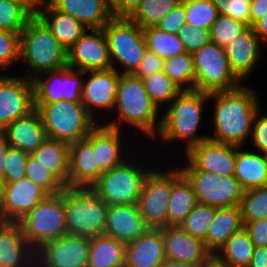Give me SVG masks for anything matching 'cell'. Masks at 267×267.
<instances>
[{"mask_svg": "<svg viewBox=\"0 0 267 267\" xmlns=\"http://www.w3.org/2000/svg\"><path fill=\"white\" fill-rule=\"evenodd\" d=\"M257 92L243 84L235 89L209 94L213 100L214 134L209 138L225 144L242 146L249 142L259 105ZM248 140V141H247Z\"/></svg>", "mask_w": 267, "mask_h": 267, "instance_id": "cell-1", "label": "cell"}, {"mask_svg": "<svg viewBox=\"0 0 267 267\" xmlns=\"http://www.w3.org/2000/svg\"><path fill=\"white\" fill-rule=\"evenodd\" d=\"M113 112H116L117 118L100 124L119 130H123L126 125L128 128L133 127L135 139L140 136V132L154 139L160 130L161 111L151 101L143 80L132 74L120 75Z\"/></svg>", "mask_w": 267, "mask_h": 267, "instance_id": "cell-2", "label": "cell"}, {"mask_svg": "<svg viewBox=\"0 0 267 267\" xmlns=\"http://www.w3.org/2000/svg\"><path fill=\"white\" fill-rule=\"evenodd\" d=\"M209 93L182 90L161 112V127L155 138L160 143H184L186 154L193 146L209 138V134H198L203 120L204 108L209 102Z\"/></svg>", "mask_w": 267, "mask_h": 267, "instance_id": "cell-3", "label": "cell"}, {"mask_svg": "<svg viewBox=\"0 0 267 267\" xmlns=\"http://www.w3.org/2000/svg\"><path fill=\"white\" fill-rule=\"evenodd\" d=\"M19 60L27 67V79L67 66V49L35 15L20 33Z\"/></svg>", "mask_w": 267, "mask_h": 267, "instance_id": "cell-4", "label": "cell"}, {"mask_svg": "<svg viewBox=\"0 0 267 267\" xmlns=\"http://www.w3.org/2000/svg\"><path fill=\"white\" fill-rule=\"evenodd\" d=\"M48 139L68 144L85 139L98 123L88 114L82 102L60 100L35 103Z\"/></svg>", "mask_w": 267, "mask_h": 267, "instance_id": "cell-5", "label": "cell"}, {"mask_svg": "<svg viewBox=\"0 0 267 267\" xmlns=\"http://www.w3.org/2000/svg\"><path fill=\"white\" fill-rule=\"evenodd\" d=\"M132 155L121 165L104 172L90 187L108 206L138 203L144 180L152 166H147L145 161L139 163Z\"/></svg>", "mask_w": 267, "mask_h": 267, "instance_id": "cell-6", "label": "cell"}, {"mask_svg": "<svg viewBox=\"0 0 267 267\" xmlns=\"http://www.w3.org/2000/svg\"><path fill=\"white\" fill-rule=\"evenodd\" d=\"M108 205L90 188L65 187L67 234L85 237L104 235Z\"/></svg>", "mask_w": 267, "mask_h": 267, "instance_id": "cell-7", "label": "cell"}, {"mask_svg": "<svg viewBox=\"0 0 267 267\" xmlns=\"http://www.w3.org/2000/svg\"><path fill=\"white\" fill-rule=\"evenodd\" d=\"M18 223L35 251L46 242L67 235L65 188L58 194L47 195Z\"/></svg>", "mask_w": 267, "mask_h": 267, "instance_id": "cell-8", "label": "cell"}, {"mask_svg": "<svg viewBox=\"0 0 267 267\" xmlns=\"http://www.w3.org/2000/svg\"><path fill=\"white\" fill-rule=\"evenodd\" d=\"M113 69L121 74H132L147 50L141 28L129 17H112L103 27ZM120 65V69H118Z\"/></svg>", "mask_w": 267, "mask_h": 267, "instance_id": "cell-9", "label": "cell"}, {"mask_svg": "<svg viewBox=\"0 0 267 267\" xmlns=\"http://www.w3.org/2000/svg\"><path fill=\"white\" fill-rule=\"evenodd\" d=\"M179 169L192 184L198 203L217 208L240 206L245 190L234 175L198 170L188 159Z\"/></svg>", "mask_w": 267, "mask_h": 267, "instance_id": "cell-10", "label": "cell"}, {"mask_svg": "<svg viewBox=\"0 0 267 267\" xmlns=\"http://www.w3.org/2000/svg\"><path fill=\"white\" fill-rule=\"evenodd\" d=\"M192 55L194 90L210 94L232 90L243 84L232 72L223 47L209 42Z\"/></svg>", "mask_w": 267, "mask_h": 267, "instance_id": "cell-11", "label": "cell"}, {"mask_svg": "<svg viewBox=\"0 0 267 267\" xmlns=\"http://www.w3.org/2000/svg\"><path fill=\"white\" fill-rule=\"evenodd\" d=\"M146 176L138 200L140 214L152 229L167 226L168 206L171 198V167L163 171L153 166Z\"/></svg>", "mask_w": 267, "mask_h": 267, "instance_id": "cell-12", "label": "cell"}, {"mask_svg": "<svg viewBox=\"0 0 267 267\" xmlns=\"http://www.w3.org/2000/svg\"><path fill=\"white\" fill-rule=\"evenodd\" d=\"M83 77L84 71L69 66L38 75L33 79L35 103L81 102Z\"/></svg>", "mask_w": 267, "mask_h": 267, "instance_id": "cell-13", "label": "cell"}, {"mask_svg": "<svg viewBox=\"0 0 267 267\" xmlns=\"http://www.w3.org/2000/svg\"><path fill=\"white\" fill-rule=\"evenodd\" d=\"M89 250V237L67 234L36 250L35 267H87Z\"/></svg>", "mask_w": 267, "mask_h": 267, "instance_id": "cell-14", "label": "cell"}, {"mask_svg": "<svg viewBox=\"0 0 267 267\" xmlns=\"http://www.w3.org/2000/svg\"><path fill=\"white\" fill-rule=\"evenodd\" d=\"M0 75V131L35 110L33 80Z\"/></svg>", "mask_w": 267, "mask_h": 267, "instance_id": "cell-15", "label": "cell"}, {"mask_svg": "<svg viewBox=\"0 0 267 267\" xmlns=\"http://www.w3.org/2000/svg\"><path fill=\"white\" fill-rule=\"evenodd\" d=\"M67 66L84 72L113 68L103 28L88 29L67 50Z\"/></svg>", "mask_w": 267, "mask_h": 267, "instance_id": "cell-16", "label": "cell"}, {"mask_svg": "<svg viewBox=\"0 0 267 267\" xmlns=\"http://www.w3.org/2000/svg\"><path fill=\"white\" fill-rule=\"evenodd\" d=\"M120 75L113 68L84 72L81 102L98 124L99 118L95 114H99V110L111 113L114 109Z\"/></svg>", "mask_w": 267, "mask_h": 267, "instance_id": "cell-17", "label": "cell"}, {"mask_svg": "<svg viewBox=\"0 0 267 267\" xmlns=\"http://www.w3.org/2000/svg\"><path fill=\"white\" fill-rule=\"evenodd\" d=\"M48 194L28 177L3 184L0 206L8 222L18 223Z\"/></svg>", "mask_w": 267, "mask_h": 267, "instance_id": "cell-18", "label": "cell"}, {"mask_svg": "<svg viewBox=\"0 0 267 267\" xmlns=\"http://www.w3.org/2000/svg\"><path fill=\"white\" fill-rule=\"evenodd\" d=\"M185 157L198 170L208 171L219 176L234 175L237 146L208 138L193 146L185 154Z\"/></svg>", "mask_w": 267, "mask_h": 267, "instance_id": "cell-19", "label": "cell"}, {"mask_svg": "<svg viewBox=\"0 0 267 267\" xmlns=\"http://www.w3.org/2000/svg\"><path fill=\"white\" fill-rule=\"evenodd\" d=\"M103 173L97 150L86 138L69 144L68 187L90 188Z\"/></svg>", "mask_w": 267, "mask_h": 267, "instance_id": "cell-20", "label": "cell"}, {"mask_svg": "<svg viewBox=\"0 0 267 267\" xmlns=\"http://www.w3.org/2000/svg\"><path fill=\"white\" fill-rule=\"evenodd\" d=\"M263 47L265 48V45L260 41L252 26H249L224 48L229 66L241 82L244 83V80L250 77L252 72L254 73L263 53Z\"/></svg>", "mask_w": 267, "mask_h": 267, "instance_id": "cell-21", "label": "cell"}, {"mask_svg": "<svg viewBox=\"0 0 267 267\" xmlns=\"http://www.w3.org/2000/svg\"><path fill=\"white\" fill-rule=\"evenodd\" d=\"M162 236L168 260L200 267L211 254L204 242L194 238L180 226L162 228Z\"/></svg>", "mask_w": 267, "mask_h": 267, "instance_id": "cell-22", "label": "cell"}, {"mask_svg": "<svg viewBox=\"0 0 267 267\" xmlns=\"http://www.w3.org/2000/svg\"><path fill=\"white\" fill-rule=\"evenodd\" d=\"M148 229L138 203L108 206L105 235L127 244L142 236Z\"/></svg>", "mask_w": 267, "mask_h": 267, "instance_id": "cell-23", "label": "cell"}, {"mask_svg": "<svg viewBox=\"0 0 267 267\" xmlns=\"http://www.w3.org/2000/svg\"><path fill=\"white\" fill-rule=\"evenodd\" d=\"M123 133L99 123L86 137L97 150L98 163L104 172L121 165L130 155L129 152L125 153L128 146L123 142Z\"/></svg>", "mask_w": 267, "mask_h": 267, "instance_id": "cell-24", "label": "cell"}, {"mask_svg": "<svg viewBox=\"0 0 267 267\" xmlns=\"http://www.w3.org/2000/svg\"><path fill=\"white\" fill-rule=\"evenodd\" d=\"M35 254L19 223L9 222L0 230V267H35Z\"/></svg>", "mask_w": 267, "mask_h": 267, "instance_id": "cell-25", "label": "cell"}, {"mask_svg": "<svg viewBox=\"0 0 267 267\" xmlns=\"http://www.w3.org/2000/svg\"><path fill=\"white\" fill-rule=\"evenodd\" d=\"M165 260L162 228H149L142 236L126 244L125 267H159Z\"/></svg>", "mask_w": 267, "mask_h": 267, "instance_id": "cell-26", "label": "cell"}, {"mask_svg": "<svg viewBox=\"0 0 267 267\" xmlns=\"http://www.w3.org/2000/svg\"><path fill=\"white\" fill-rule=\"evenodd\" d=\"M11 147L31 154L47 139V132L39 112L35 109L29 115L19 118L1 131Z\"/></svg>", "mask_w": 267, "mask_h": 267, "instance_id": "cell-27", "label": "cell"}, {"mask_svg": "<svg viewBox=\"0 0 267 267\" xmlns=\"http://www.w3.org/2000/svg\"><path fill=\"white\" fill-rule=\"evenodd\" d=\"M36 16L67 50L88 30L80 21L57 10L47 0L39 1Z\"/></svg>", "mask_w": 267, "mask_h": 267, "instance_id": "cell-28", "label": "cell"}, {"mask_svg": "<svg viewBox=\"0 0 267 267\" xmlns=\"http://www.w3.org/2000/svg\"><path fill=\"white\" fill-rule=\"evenodd\" d=\"M57 10L73 16L88 29L103 28L113 17L104 0H47Z\"/></svg>", "mask_w": 267, "mask_h": 267, "instance_id": "cell-29", "label": "cell"}, {"mask_svg": "<svg viewBox=\"0 0 267 267\" xmlns=\"http://www.w3.org/2000/svg\"><path fill=\"white\" fill-rule=\"evenodd\" d=\"M197 204L192 184L181 173L179 167L171 168V198L167 226H179Z\"/></svg>", "mask_w": 267, "mask_h": 267, "instance_id": "cell-30", "label": "cell"}, {"mask_svg": "<svg viewBox=\"0 0 267 267\" xmlns=\"http://www.w3.org/2000/svg\"><path fill=\"white\" fill-rule=\"evenodd\" d=\"M243 148L237 146L235 178L245 191L267 186V156Z\"/></svg>", "mask_w": 267, "mask_h": 267, "instance_id": "cell-31", "label": "cell"}, {"mask_svg": "<svg viewBox=\"0 0 267 267\" xmlns=\"http://www.w3.org/2000/svg\"><path fill=\"white\" fill-rule=\"evenodd\" d=\"M243 227L239 207L217 208L214 220L208 228L204 244L211 253H217L226 241Z\"/></svg>", "mask_w": 267, "mask_h": 267, "instance_id": "cell-32", "label": "cell"}, {"mask_svg": "<svg viewBox=\"0 0 267 267\" xmlns=\"http://www.w3.org/2000/svg\"><path fill=\"white\" fill-rule=\"evenodd\" d=\"M65 187H68L69 144L47 139L31 153Z\"/></svg>", "mask_w": 267, "mask_h": 267, "instance_id": "cell-33", "label": "cell"}, {"mask_svg": "<svg viewBox=\"0 0 267 267\" xmlns=\"http://www.w3.org/2000/svg\"><path fill=\"white\" fill-rule=\"evenodd\" d=\"M125 254L124 242L105 234L92 237L87 267H125Z\"/></svg>", "mask_w": 267, "mask_h": 267, "instance_id": "cell-34", "label": "cell"}, {"mask_svg": "<svg viewBox=\"0 0 267 267\" xmlns=\"http://www.w3.org/2000/svg\"><path fill=\"white\" fill-rule=\"evenodd\" d=\"M254 248L249 233L243 227L226 241L217 254L232 267H248Z\"/></svg>", "mask_w": 267, "mask_h": 267, "instance_id": "cell-35", "label": "cell"}, {"mask_svg": "<svg viewBox=\"0 0 267 267\" xmlns=\"http://www.w3.org/2000/svg\"><path fill=\"white\" fill-rule=\"evenodd\" d=\"M147 49L162 59H168L186 52L178 34L163 31L156 26L143 29Z\"/></svg>", "mask_w": 267, "mask_h": 267, "instance_id": "cell-36", "label": "cell"}, {"mask_svg": "<svg viewBox=\"0 0 267 267\" xmlns=\"http://www.w3.org/2000/svg\"><path fill=\"white\" fill-rule=\"evenodd\" d=\"M163 72L181 89L194 90L193 55L188 52L164 59Z\"/></svg>", "mask_w": 267, "mask_h": 267, "instance_id": "cell-37", "label": "cell"}, {"mask_svg": "<svg viewBox=\"0 0 267 267\" xmlns=\"http://www.w3.org/2000/svg\"><path fill=\"white\" fill-rule=\"evenodd\" d=\"M142 80L151 101L160 111L163 103L167 108V105L182 91L163 71L144 77Z\"/></svg>", "mask_w": 267, "mask_h": 267, "instance_id": "cell-38", "label": "cell"}, {"mask_svg": "<svg viewBox=\"0 0 267 267\" xmlns=\"http://www.w3.org/2000/svg\"><path fill=\"white\" fill-rule=\"evenodd\" d=\"M181 0H142L129 17L141 28L156 26Z\"/></svg>", "mask_w": 267, "mask_h": 267, "instance_id": "cell-39", "label": "cell"}, {"mask_svg": "<svg viewBox=\"0 0 267 267\" xmlns=\"http://www.w3.org/2000/svg\"><path fill=\"white\" fill-rule=\"evenodd\" d=\"M34 15L22 4L0 0V29L21 33Z\"/></svg>", "mask_w": 267, "mask_h": 267, "instance_id": "cell-40", "label": "cell"}, {"mask_svg": "<svg viewBox=\"0 0 267 267\" xmlns=\"http://www.w3.org/2000/svg\"><path fill=\"white\" fill-rule=\"evenodd\" d=\"M186 9V24L198 29L212 27L218 18V11L212 0H181Z\"/></svg>", "mask_w": 267, "mask_h": 267, "instance_id": "cell-41", "label": "cell"}, {"mask_svg": "<svg viewBox=\"0 0 267 267\" xmlns=\"http://www.w3.org/2000/svg\"><path fill=\"white\" fill-rule=\"evenodd\" d=\"M217 207L198 203L179 225L196 239L205 242L208 228L214 220Z\"/></svg>", "mask_w": 267, "mask_h": 267, "instance_id": "cell-42", "label": "cell"}, {"mask_svg": "<svg viewBox=\"0 0 267 267\" xmlns=\"http://www.w3.org/2000/svg\"><path fill=\"white\" fill-rule=\"evenodd\" d=\"M239 208L243 222L267 217V186L246 190Z\"/></svg>", "mask_w": 267, "mask_h": 267, "instance_id": "cell-43", "label": "cell"}, {"mask_svg": "<svg viewBox=\"0 0 267 267\" xmlns=\"http://www.w3.org/2000/svg\"><path fill=\"white\" fill-rule=\"evenodd\" d=\"M25 177H28L48 195L58 194L65 186L34 156L28 155L25 166Z\"/></svg>", "mask_w": 267, "mask_h": 267, "instance_id": "cell-44", "label": "cell"}, {"mask_svg": "<svg viewBox=\"0 0 267 267\" xmlns=\"http://www.w3.org/2000/svg\"><path fill=\"white\" fill-rule=\"evenodd\" d=\"M248 27L247 24L230 16L218 15L217 20L210 28L211 42L225 48Z\"/></svg>", "mask_w": 267, "mask_h": 267, "instance_id": "cell-45", "label": "cell"}, {"mask_svg": "<svg viewBox=\"0 0 267 267\" xmlns=\"http://www.w3.org/2000/svg\"><path fill=\"white\" fill-rule=\"evenodd\" d=\"M29 153L9 146L4 158L5 174L2 184L18 181L25 177V166Z\"/></svg>", "mask_w": 267, "mask_h": 267, "instance_id": "cell-46", "label": "cell"}, {"mask_svg": "<svg viewBox=\"0 0 267 267\" xmlns=\"http://www.w3.org/2000/svg\"><path fill=\"white\" fill-rule=\"evenodd\" d=\"M20 33L0 29V71L19 61ZM12 64V65H11Z\"/></svg>", "mask_w": 267, "mask_h": 267, "instance_id": "cell-47", "label": "cell"}, {"mask_svg": "<svg viewBox=\"0 0 267 267\" xmlns=\"http://www.w3.org/2000/svg\"><path fill=\"white\" fill-rule=\"evenodd\" d=\"M219 15L230 16L250 26L251 0H212Z\"/></svg>", "mask_w": 267, "mask_h": 267, "instance_id": "cell-48", "label": "cell"}, {"mask_svg": "<svg viewBox=\"0 0 267 267\" xmlns=\"http://www.w3.org/2000/svg\"><path fill=\"white\" fill-rule=\"evenodd\" d=\"M178 37L182 41L186 52L191 54L211 42L210 30L198 29L188 24L179 29Z\"/></svg>", "mask_w": 267, "mask_h": 267, "instance_id": "cell-49", "label": "cell"}, {"mask_svg": "<svg viewBox=\"0 0 267 267\" xmlns=\"http://www.w3.org/2000/svg\"><path fill=\"white\" fill-rule=\"evenodd\" d=\"M250 138L257 152L267 155V113L263 114L261 107L255 114Z\"/></svg>", "mask_w": 267, "mask_h": 267, "instance_id": "cell-50", "label": "cell"}, {"mask_svg": "<svg viewBox=\"0 0 267 267\" xmlns=\"http://www.w3.org/2000/svg\"><path fill=\"white\" fill-rule=\"evenodd\" d=\"M185 24L186 9L184 3L181 1L156 25V27L172 34H178L179 29Z\"/></svg>", "mask_w": 267, "mask_h": 267, "instance_id": "cell-51", "label": "cell"}, {"mask_svg": "<svg viewBox=\"0 0 267 267\" xmlns=\"http://www.w3.org/2000/svg\"><path fill=\"white\" fill-rule=\"evenodd\" d=\"M163 64L164 59L147 49L139 66L135 69L132 75L142 79L155 74L156 72L163 71Z\"/></svg>", "mask_w": 267, "mask_h": 267, "instance_id": "cell-52", "label": "cell"}, {"mask_svg": "<svg viewBox=\"0 0 267 267\" xmlns=\"http://www.w3.org/2000/svg\"><path fill=\"white\" fill-rule=\"evenodd\" d=\"M254 247H267V217L253 222H243Z\"/></svg>", "mask_w": 267, "mask_h": 267, "instance_id": "cell-53", "label": "cell"}, {"mask_svg": "<svg viewBox=\"0 0 267 267\" xmlns=\"http://www.w3.org/2000/svg\"><path fill=\"white\" fill-rule=\"evenodd\" d=\"M264 16H267V0H251L250 26Z\"/></svg>", "mask_w": 267, "mask_h": 267, "instance_id": "cell-54", "label": "cell"}, {"mask_svg": "<svg viewBox=\"0 0 267 267\" xmlns=\"http://www.w3.org/2000/svg\"><path fill=\"white\" fill-rule=\"evenodd\" d=\"M248 267H267V247H255Z\"/></svg>", "mask_w": 267, "mask_h": 267, "instance_id": "cell-55", "label": "cell"}, {"mask_svg": "<svg viewBox=\"0 0 267 267\" xmlns=\"http://www.w3.org/2000/svg\"><path fill=\"white\" fill-rule=\"evenodd\" d=\"M252 28L254 29L256 35L260 41L267 46V16H264L260 20L256 21Z\"/></svg>", "mask_w": 267, "mask_h": 267, "instance_id": "cell-56", "label": "cell"}, {"mask_svg": "<svg viewBox=\"0 0 267 267\" xmlns=\"http://www.w3.org/2000/svg\"><path fill=\"white\" fill-rule=\"evenodd\" d=\"M200 267H232L217 253H211Z\"/></svg>", "mask_w": 267, "mask_h": 267, "instance_id": "cell-57", "label": "cell"}, {"mask_svg": "<svg viewBox=\"0 0 267 267\" xmlns=\"http://www.w3.org/2000/svg\"><path fill=\"white\" fill-rule=\"evenodd\" d=\"M9 144L5 135L0 131V179L3 180L5 174V161L4 158L6 156V151L9 148Z\"/></svg>", "mask_w": 267, "mask_h": 267, "instance_id": "cell-58", "label": "cell"}, {"mask_svg": "<svg viewBox=\"0 0 267 267\" xmlns=\"http://www.w3.org/2000/svg\"><path fill=\"white\" fill-rule=\"evenodd\" d=\"M114 17H123V0H104Z\"/></svg>", "mask_w": 267, "mask_h": 267, "instance_id": "cell-59", "label": "cell"}, {"mask_svg": "<svg viewBox=\"0 0 267 267\" xmlns=\"http://www.w3.org/2000/svg\"><path fill=\"white\" fill-rule=\"evenodd\" d=\"M142 0H123V17H130L140 6Z\"/></svg>", "mask_w": 267, "mask_h": 267, "instance_id": "cell-60", "label": "cell"}, {"mask_svg": "<svg viewBox=\"0 0 267 267\" xmlns=\"http://www.w3.org/2000/svg\"><path fill=\"white\" fill-rule=\"evenodd\" d=\"M24 5L34 16L37 13L40 0H11Z\"/></svg>", "mask_w": 267, "mask_h": 267, "instance_id": "cell-61", "label": "cell"}, {"mask_svg": "<svg viewBox=\"0 0 267 267\" xmlns=\"http://www.w3.org/2000/svg\"><path fill=\"white\" fill-rule=\"evenodd\" d=\"M159 267H195V266L166 259Z\"/></svg>", "mask_w": 267, "mask_h": 267, "instance_id": "cell-62", "label": "cell"}, {"mask_svg": "<svg viewBox=\"0 0 267 267\" xmlns=\"http://www.w3.org/2000/svg\"><path fill=\"white\" fill-rule=\"evenodd\" d=\"M9 222L5 219V217L3 216L2 210H1V206H0V230L7 225Z\"/></svg>", "mask_w": 267, "mask_h": 267, "instance_id": "cell-63", "label": "cell"}, {"mask_svg": "<svg viewBox=\"0 0 267 267\" xmlns=\"http://www.w3.org/2000/svg\"><path fill=\"white\" fill-rule=\"evenodd\" d=\"M2 189H3V184H2V180L0 179V199L2 195Z\"/></svg>", "mask_w": 267, "mask_h": 267, "instance_id": "cell-64", "label": "cell"}]
</instances>
